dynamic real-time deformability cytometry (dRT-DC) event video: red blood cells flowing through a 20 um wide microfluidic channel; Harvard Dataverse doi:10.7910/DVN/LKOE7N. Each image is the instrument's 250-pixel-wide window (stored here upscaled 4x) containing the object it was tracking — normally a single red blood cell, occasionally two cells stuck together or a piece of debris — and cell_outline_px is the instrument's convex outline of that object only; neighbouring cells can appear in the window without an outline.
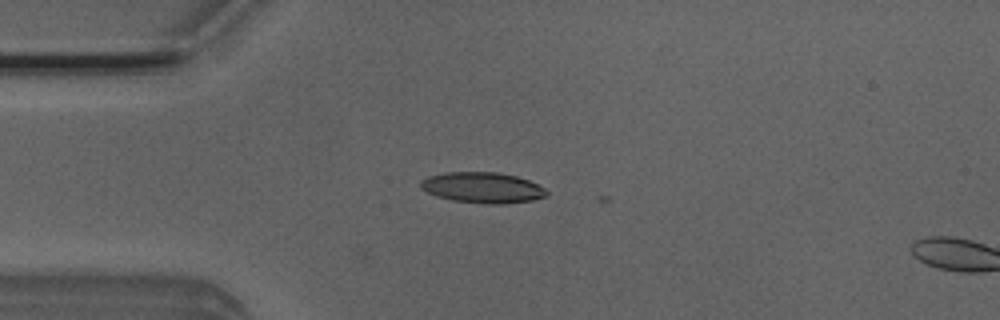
{"species": "Egyptian fruit bat (a non-hibernating species)", "species_latin": "Rousettus aegyptiacus", "temperature_condition": "room temperature", "stored_images_in_passage": 5, "camera_frame_rate_fps": 3000, "um_per_image_px": 0.085, "animal": {"sex": "male"}, "frame": {"image": 1, "passage_image": 4, "time_ms": 1.0, "image_size_px": [1000, 320], "cell_outline_px": [[548, 196], [532, 200], [504, 204], [484, 204], [452, 200], [436, 196], [420, 188], [420, 180], [428, 176], [448, 172], [496, 172], [516, 176], [528, 180], [544, 188], [548, 192]], "centroid_in_image_um": [41.01, 15.95], "position_along_channel_um": 44.0, "area_um2": 22.6}}